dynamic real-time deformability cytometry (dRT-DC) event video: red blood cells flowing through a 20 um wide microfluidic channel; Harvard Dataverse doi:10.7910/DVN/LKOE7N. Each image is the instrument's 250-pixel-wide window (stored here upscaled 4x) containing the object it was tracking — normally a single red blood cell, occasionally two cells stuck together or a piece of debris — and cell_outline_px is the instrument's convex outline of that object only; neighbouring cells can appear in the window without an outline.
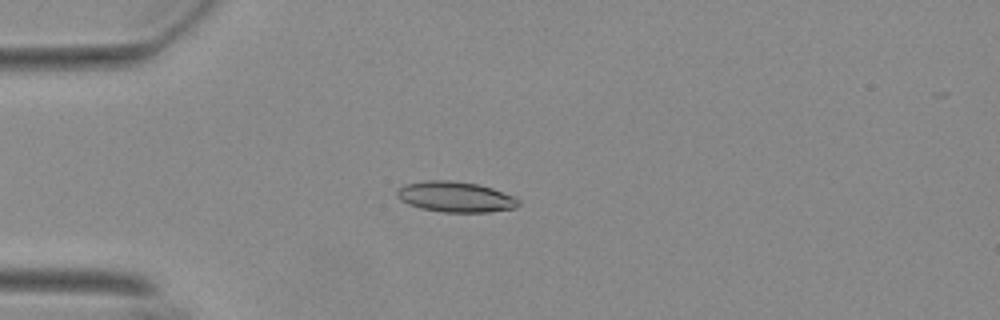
{"species": "Egyptian fruit bat (a non-hibernating species)", "species_latin": "Rousettus aegyptiacus", "temperature_condition": "warm", "stored_images_in_passage": 41, "camera_frame_rate_fps": 3000, "um_per_image_px": 0.085, "animal": {"sex": "female"}, "frame": {"image": 1, "passage_image": 1, "time_ms": 0.0, "image_size_px": [1000, 320], "cell_outline_px": [[520, 204], [516, 208], [488, 212], [444, 212], [420, 208], [408, 204], [400, 200], [396, 196], [396, 192], [404, 184], [428, 180], [448, 180], [476, 184], [492, 188], [516, 196], [520, 200]], "centroid_in_image_um": [38.74, 16.74], "position_along_channel_um": 46.3, "area_um2": 21.73}}
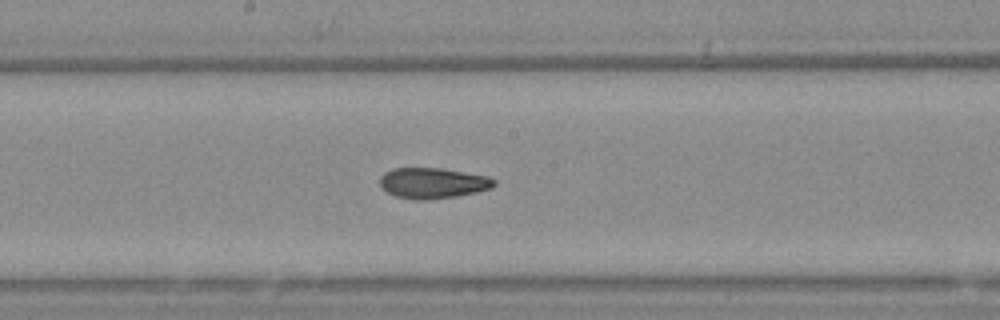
{"frame": {"image": 2, "passage_image": 16, "time_ms": 5.0, "image_size_px": [1000, 320], "cell_outline_px": [[496, 184], [492, 188], [476, 192], [456, 196], [424, 200], [416, 200], [396, 196], [380, 188], [380, 176], [384, 172], [392, 168], [440, 168], [488, 176], [496, 180]], "centroid_in_image_um": [36.77, 15.55], "position_along_channel_um": 211.4, "area_um2": 20.46}}
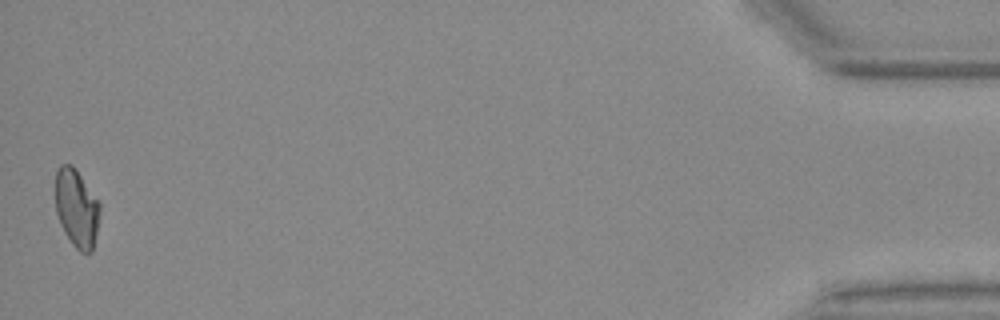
{"frame": {"image": 3, "passage_image": 41, "time_ms": 13.333, "image_size_px": [1000, 320], "cell_outline_px": [[100, 212], [92, 252], [80, 252], [72, 244], [64, 232], [60, 224], [56, 212], [56, 172], [60, 164], [72, 164], [100, 204]], "centroid_in_image_um": [6.5, 17.7], "position_along_channel_um": 428.7, "area_um2": 19.94}, "authors_computed_cell_mechanics": {"area_um2": 20.4612, "velocity_mm_per_s": 3.7171, "shape_relaxation_time_tau1_ms": null, "shape_relaxation_time_tau2_ms": 2.2268, "deformation_change_tau1": null, "deformation_change_tau2": 0.0766}}